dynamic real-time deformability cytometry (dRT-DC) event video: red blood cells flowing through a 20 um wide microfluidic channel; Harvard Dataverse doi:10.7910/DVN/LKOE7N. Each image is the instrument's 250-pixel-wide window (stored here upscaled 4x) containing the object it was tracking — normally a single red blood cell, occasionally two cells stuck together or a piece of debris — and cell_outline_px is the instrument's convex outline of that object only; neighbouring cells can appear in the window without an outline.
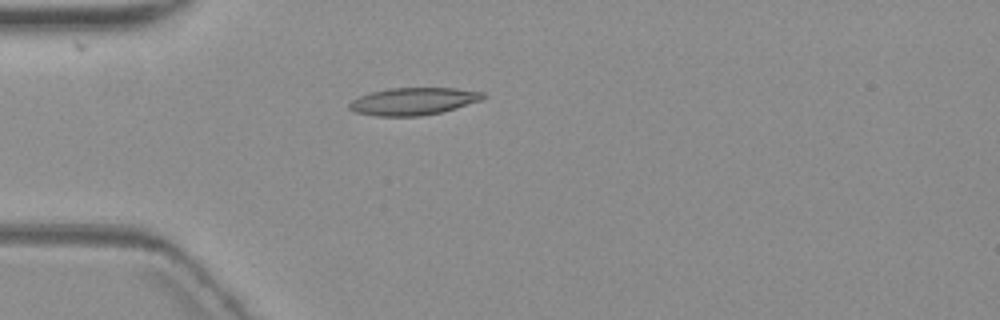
{"species": "common noctule bat (a hibernating species)", "species_latin": "Nyctalus noctula", "temperature_condition": "warm", "stored_images_in_passage": 4, "camera_frame_rate_fps": 3000, "um_per_image_px": 0.085, "animal": {"sex": "female", "body_mass_g": 19.3, "forearm_length_mm": 54.1}, "frame": {"image": 1, "passage_image": 4, "time_ms": 3.667, "image_size_px": [1000, 320], "cell_outline_px": [[488, 96], [484, 100], [456, 108], [440, 112], [420, 116], [376, 116], [356, 112], [348, 108], [348, 104], [352, 100], [360, 96], [372, 92], [388, 88], [456, 88], [484, 92]], "centroid_in_image_um": [35.19, 8.6], "position_along_channel_um": 49.8, "area_um2": 21.44}}